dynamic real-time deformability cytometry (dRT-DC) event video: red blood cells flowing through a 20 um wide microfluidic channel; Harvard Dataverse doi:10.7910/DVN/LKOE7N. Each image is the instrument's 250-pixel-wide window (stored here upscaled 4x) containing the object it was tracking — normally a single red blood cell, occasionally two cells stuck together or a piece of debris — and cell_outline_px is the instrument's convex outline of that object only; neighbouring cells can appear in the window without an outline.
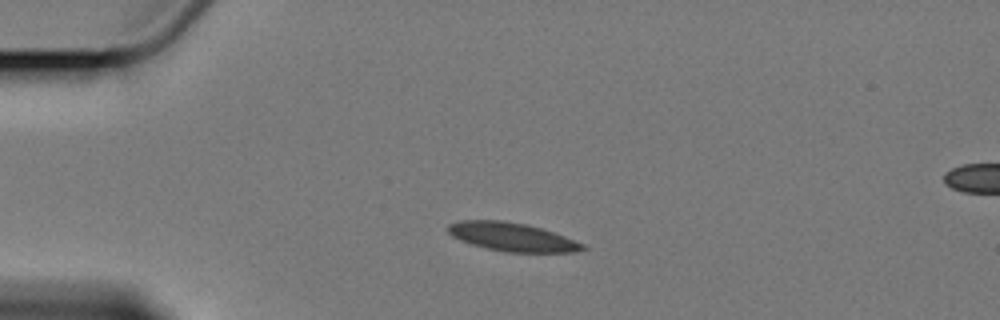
{"species": "Egyptian fruit bat (a non-hibernating species)", "species_latin": "Rousettus aegyptiacus", "temperature_condition": "cold", "stored_images_in_passage": 4, "segment_of_instrument_passage": [1, 2], "camera_frame_rate_fps": 3000, "um_per_image_px": 0.085, "animal": {"sex": "female"}, "frame": {"image": 1, "passage_image": 2, "time_ms": 1.333, "image_size_px": [1000, 320], "cell_outline_px": [[588, 248], [576, 252], [504, 252], [472, 244], [460, 240], [452, 236], [444, 228], [448, 224], [460, 220], [504, 220], [528, 224], [564, 236], [584, 244]], "centroid_in_image_um": [43.49, 20.13], "position_along_channel_um": 41.5, "area_um2": 22.43}}